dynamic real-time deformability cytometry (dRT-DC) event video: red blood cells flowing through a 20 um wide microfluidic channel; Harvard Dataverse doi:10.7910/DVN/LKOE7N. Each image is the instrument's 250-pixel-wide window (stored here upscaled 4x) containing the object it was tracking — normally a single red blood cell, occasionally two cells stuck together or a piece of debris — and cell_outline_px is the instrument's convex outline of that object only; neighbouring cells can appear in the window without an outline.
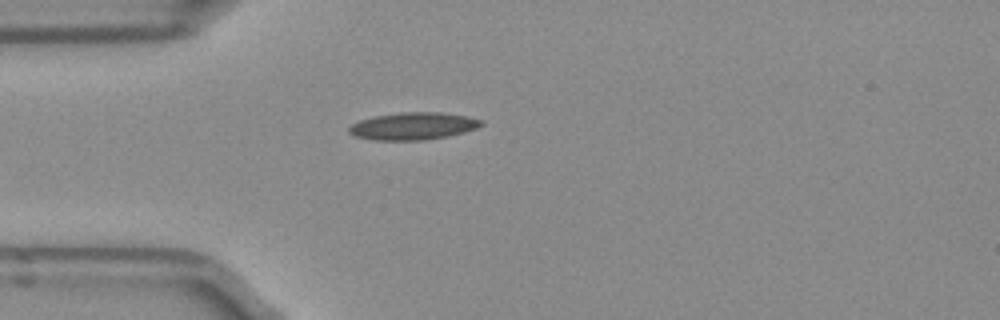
{"species": "Egyptian fruit bat (a non-hibernating species)", "species_latin": "Rousettus aegyptiacus", "temperature_condition": "room temperature", "stored_images_in_passage": 1, "camera_frame_rate_fps": 3000, "um_per_image_px": 0.085, "frame": {"image": 1, "passage_image": 1, "time_ms": 0.0, "image_size_px": [1000, 320], "cell_outline_px": [[484, 124], [476, 128], [464, 132], [448, 136], [420, 140], [376, 140], [356, 136], [348, 132], [348, 128], [352, 124], [360, 120], [376, 116], [400, 112], [440, 112], [468, 116], [484, 120]], "centroid_in_image_um": [35.15, 10.71], "position_along_channel_um": 49.8, "area_um2": 20.98}}